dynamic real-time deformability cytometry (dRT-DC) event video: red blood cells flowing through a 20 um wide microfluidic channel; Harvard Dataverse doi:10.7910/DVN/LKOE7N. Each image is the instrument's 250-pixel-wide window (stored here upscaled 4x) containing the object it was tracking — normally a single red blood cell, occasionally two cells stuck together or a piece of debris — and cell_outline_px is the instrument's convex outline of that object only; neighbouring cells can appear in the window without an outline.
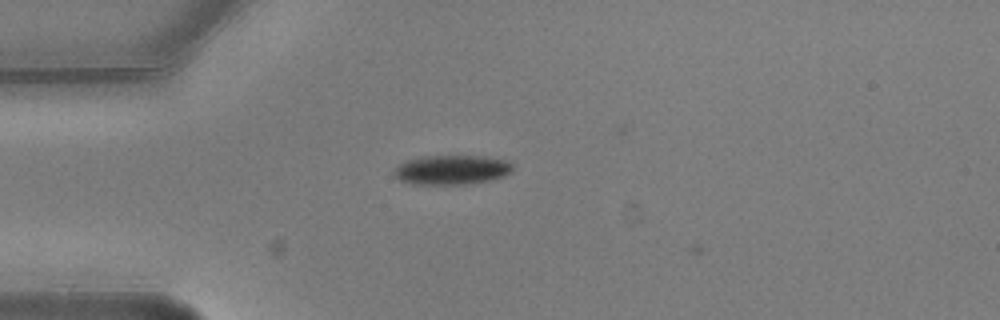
{"species": "common noctule bat (a hibernating species)", "species_latin": "Nyctalus noctula", "temperature_condition": "warm", "stored_images_in_passage": 5, "camera_frame_rate_fps": 3000, "um_per_image_px": 0.085, "animal": {"sex": "male", "body_mass_g": 20.5, "forearm_length_mm": 52.5}, "frame": {"image": 1, "passage_image": 3, "time_ms": 0.667, "image_size_px": [1000, 320], "cell_outline_px": [[512, 172], [504, 176], [488, 180], [464, 184], [412, 184], [400, 180], [392, 172], [400, 164], [408, 160], [420, 156], [484, 156], [508, 160], [512, 164]], "centroid_in_image_um": [38.41, 14.42], "position_along_channel_um": 46.6, "area_um2": 20.29}}
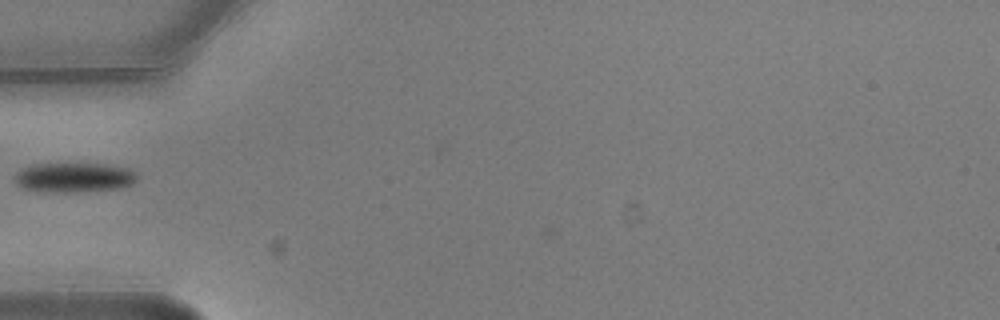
{"frame": {"image": 2, "passage_image": 4, "time_ms": 1.0, "image_size_px": [1000, 320], "cell_outline_px": [[140, 176], [132, 184], [120, 188], [76, 192], [48, 192], [24, 188], [16, 184], [16, 172], [32, 164], [104, 164], [128, 168], [136, 172]], "centroid_in_image_um": [6.34, 15.08], "position_along_channel_um": 78.7, "area_um2": 21.1}}
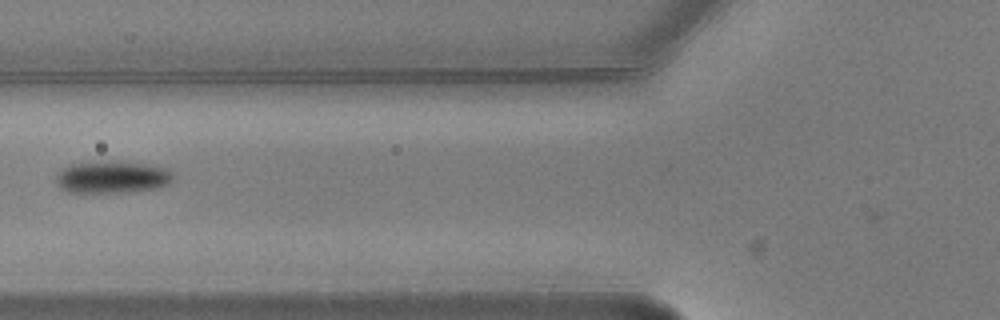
{"frame": {"image": 3, "passage_image": 5, "time_ms": 1.333, "image_size_px": [1000, 320], "cell_outline_px": [[172, 180], [168, 184], [156, 188], [128, 192], [68, 192], [60, 188], [56, 184], [56, 172], [68, 164], [108, 160], [148, 164], [168, 168], [172, 172]], "centroid_in_image_um": [9.5, 15.03], "position_along_channel_um": 116.3, "area_um2": 22.31}}